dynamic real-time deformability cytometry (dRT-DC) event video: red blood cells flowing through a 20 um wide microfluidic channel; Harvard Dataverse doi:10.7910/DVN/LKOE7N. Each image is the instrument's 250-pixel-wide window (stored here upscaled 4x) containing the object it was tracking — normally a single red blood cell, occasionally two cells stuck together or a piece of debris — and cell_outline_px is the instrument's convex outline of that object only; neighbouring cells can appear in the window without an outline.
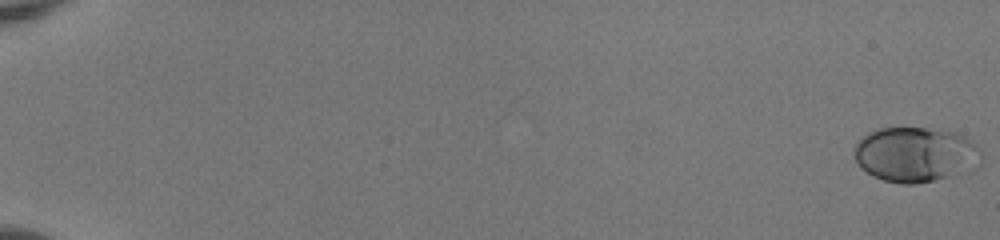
{"species": "human", "species_latin": "Homo sapiens", "temperature_condition": "room temperature", "stored_images_in_passage": 53, "camera_frame_rate_fps": 3000, "um_per_image_px": 0.085, "donor": {"sex": "female"}, "frame": {"image": 1, "passage_image": 1, "time_ms": 0.0, "image_size_px": [1000, 240], "cell_outline_px": [[980, 164], [976, 168], [948, 176], [916, 184], [900, 184], [884, 180], [872, 176], [860, 168], [856, 164], [852, 152], [852, 148], [856, 140], [868, 132], [876, 128], [924, 128], [956, 132], [964, 136], [976, 144], [980, 148]], "centroid_in_image_um": [77.74, 13.12], "position_along_channel_um": 7.3, "area_um2": 41.21}}
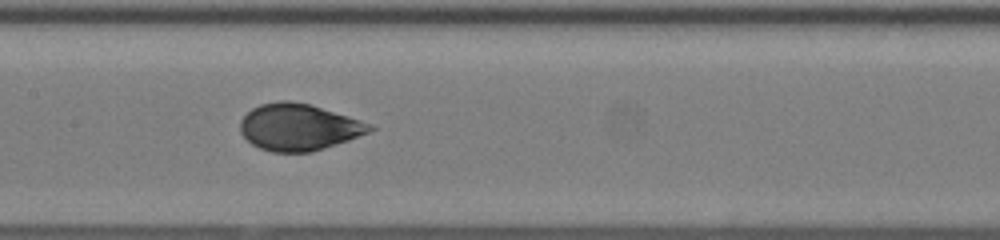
{"frame": {"image": 2, "passage_image": 30, "time_ms": 9.667, "image_size_px": [1000, 240], "cell_outline_px": [[376, 128], [368, 132], [348, 140], [312, 152], [272, 152], [260, 148], [252, 144], [240, 132], [240, 120], [252, 108], [260, 104], [280, 100], [288, 100], [312, 104], [372, 124]], "centroid_in_image_um": [25.38, 10.79], "position_along_channel_um": 182.0, "area_um2": 35.2}}
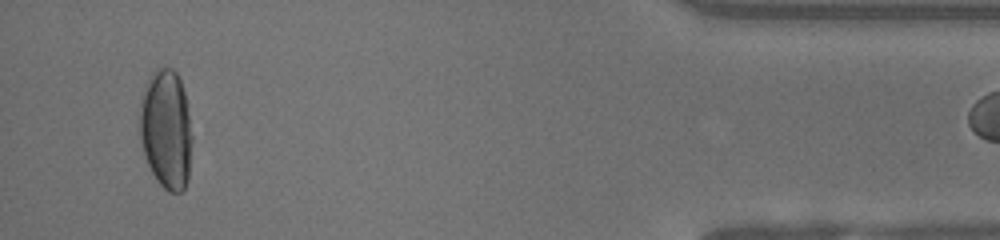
{"frame": {"image": 3, "passage_image": 52, "time_ms": 17.0, "image_size_px": [1000, 240], "cell_outline_px": [[192, 140], [188, 180], [184, 188], [180, 192], [168, 192], [156, 180], [144, 156], [140, 140], [140, 100], [144, 84], [152, 72], [156, 68], [172, 68], [176, 72], [180, 80], [184, 92], [192, 136]], "centroid_in_image_um": [14.1, 10.99], "position_along_channel_um": 421.1, "area_um2": 36.7}}